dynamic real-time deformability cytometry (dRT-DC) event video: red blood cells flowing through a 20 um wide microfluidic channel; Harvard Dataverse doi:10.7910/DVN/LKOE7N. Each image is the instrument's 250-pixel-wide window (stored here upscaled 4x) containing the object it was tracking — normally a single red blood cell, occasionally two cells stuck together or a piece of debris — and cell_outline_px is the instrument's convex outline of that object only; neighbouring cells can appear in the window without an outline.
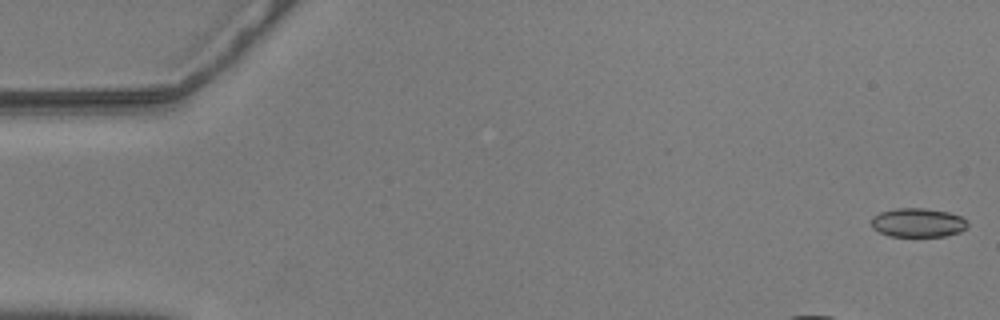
{"species": "common noctule bat (a hibernating species)", "species_latin": "Nyctalus noctula", "temperature_condition": "warm", "stored_images_in_passage": 47, "camera_frame_rate_fps": 3000, "um_per_image_px": 0.085, "animal": {"sex": "male", "body_mass_g": 20.5, "forearm_length_mm": 52.5}, "frame": {"image": 1, "passage_image": 1, "time_ms": 0.0, "image_size_px": [1000, 320], "cell_outline_px": [[968, 228], [960, 232], [944, 236], [888, 236], [872, 228], [872, 216], [880, 212], [896, 208], [924, 208], [948, 212], [960, 216], [968, 220]], "centroid_in_image_um": [78.04, 18.92], "position_along_channel_um": 7.0, "area_um2": 16.36}}
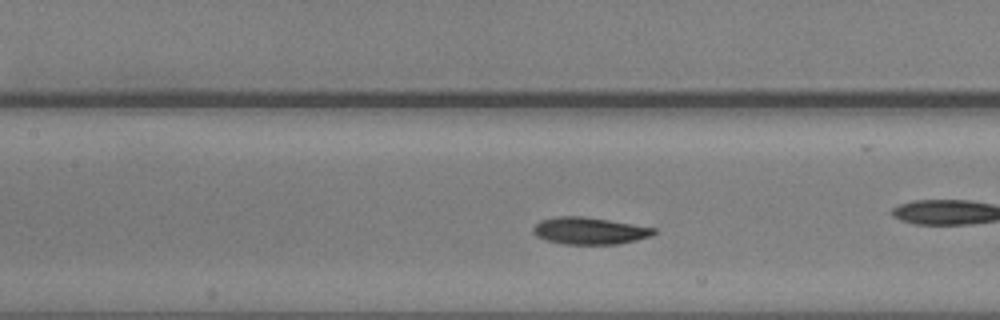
{"frame": {"image": 2, "passage_image": 23, "time_ms": 7.333, "image_size_px": [1000, 320], "cell_outline_px": [[656, 232], [652, 236], [636, 240], [616, 244], [564, 244], [548, 240], [536, 236], [532, 232], [532, 228], [540, 220], [556, 216], [584, 216], [656, 228]], "centroid_in_image_um": [50.09, 19.61], "position_along_channel_um": 157.3, "area_um2": 18.96}}
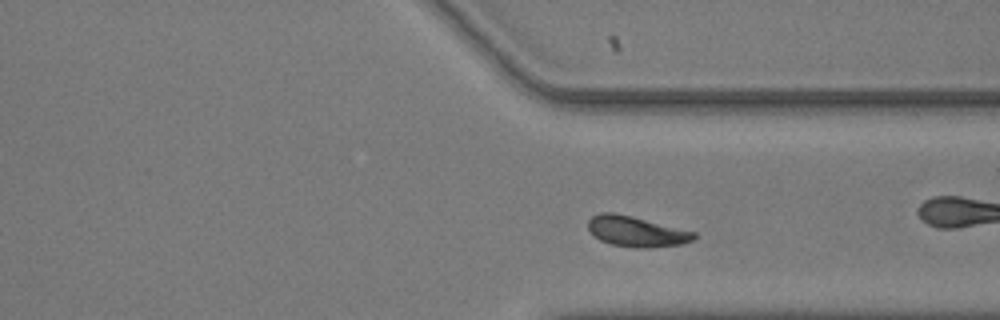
{"frame": {"image": 3, "passage_image": 40, "time_ms": 13.0, "image_size_px": [1000, 320], "cell_outline_px": [[696, 236], [692, 240], [680, 244], [644, 248], [636, 248], [612, 244], [600, 240], [588, 228], [588, 220], [592, 216], [600, 212], [612, 212], [632, 216], [696, 232]], "centroid_in_image_um": [54.08, 19.66], "position_along_channel_um": 357.3, "area_um2": 18.55}, "authors_computed_cell_mechanics": {"area_um2": 18.6694, "velocity_mm_per_s": 3.5418, "shape_relaxation_time_tau1_ms": 3.9818, "shape_relaxation_time_tau2_ms": null, "deformation_change_tau1": 0.1237, "deformation_change_tau2": null}}